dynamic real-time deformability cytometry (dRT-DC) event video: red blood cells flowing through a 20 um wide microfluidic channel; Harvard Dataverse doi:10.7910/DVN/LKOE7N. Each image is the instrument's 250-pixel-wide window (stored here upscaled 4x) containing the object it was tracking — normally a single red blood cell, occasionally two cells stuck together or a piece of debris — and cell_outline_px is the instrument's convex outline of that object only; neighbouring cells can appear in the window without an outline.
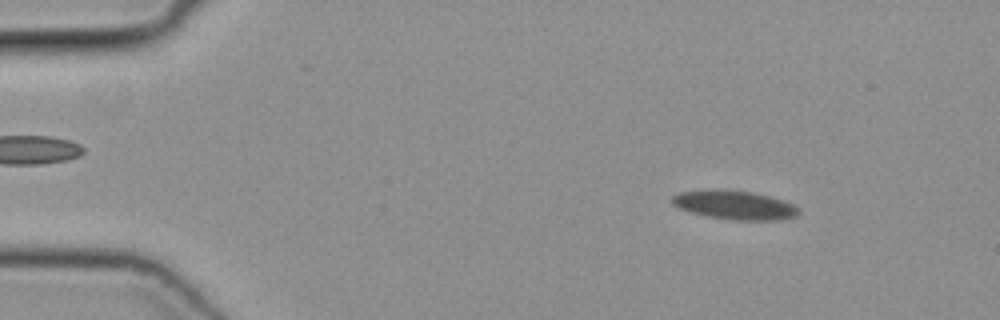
{"species": "common noctule bat (a hibernating species)", "species_latin": "Nyctalus noctula", "temperature_condition": "cold", "stored_images_in_passage": 14, "camera_frame_rate_fps": 3000, "um_per_image_px": 0.085, "animal": {"sex": "female", "body_mass_g": 19.3, "forearm_length_mm": 54.1}, "frame": {"image": 1, "passage_image": 4, "time_ms": 1.0, "image_size_px": [1000, 320], "cell_outline_px": [[800, 212], [796, 216], [780, 220], [732, 220], [708, 216], [692, 212], [680, 208], [672, 204], [672, 196], [680, 192], [716, 188], [728, 188], [752, 192], [784, 200], [800, 208]], "centroid_in_image_um": [62.46, 17.41], "position_along_channel_um": 22.5, "area_um2": 21.56}}